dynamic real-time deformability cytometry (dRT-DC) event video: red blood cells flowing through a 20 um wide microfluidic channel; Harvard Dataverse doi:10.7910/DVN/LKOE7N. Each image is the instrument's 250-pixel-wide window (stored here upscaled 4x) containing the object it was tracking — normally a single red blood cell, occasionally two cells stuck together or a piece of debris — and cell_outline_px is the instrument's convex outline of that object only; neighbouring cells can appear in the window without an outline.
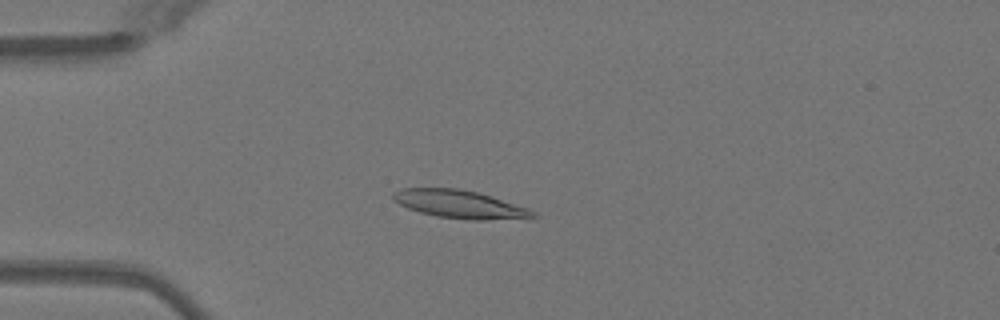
{"species": "Egyptian fruit bat (a non-hibernating species)", "species_latin": "Rousettus aegyptiacus", "temperature_condition": "warm", "stored_images_in_passage": 39, "camera_frame_rate_fps": 3000, "um_per_image_px": 0.085, "animal": {"sex": "female"}, "frame": {"image": 1, "passage_image": 2, "time_ms": 0.333, "image_size_px": [1000, 320], "cell_outline_px": [[540, 216], [484, 220], [468, 220], [436, 216], [420, 212], [408, 208], [392, 200], [392, 192], [404, 188], [460, 188], [492, 196], [528, 208], [536, 212]], "centroid_in_image_um": [39.05, 17.35], "position_along_channel_um": 45.9, "area_um2": 22.77}}
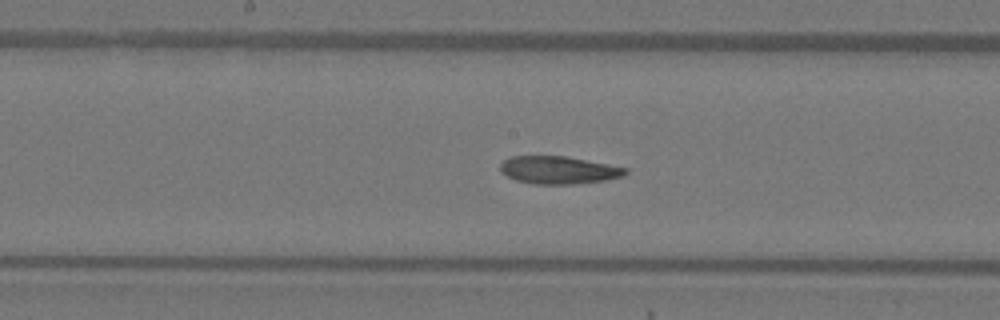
{"frame": {"image": 2, "passage_image": 15, "time_ms": 4.667, "image_size_px": [1000, 320], "cell_outline_px": [[628, 172], [624, 176], [604, 180], [572, 184], [532, 184], [516, 180], [500, 172], [500, 164], [508, 156], [564, 156], [608, 164], [628, 168]], "centroid_in_image_um": [47.46, 14.45], "position_along_channel_um": 200.7, "area_um2": 20.17}}
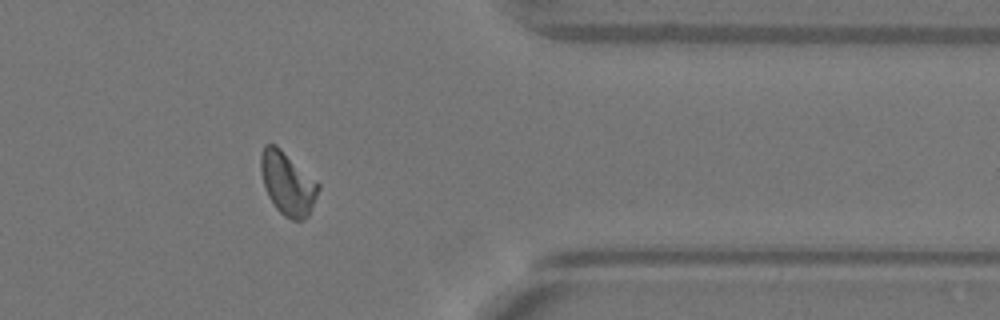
{"frame": {"image": 3, "passage_image": 30, "time_ms": 9.667, "image_size_px": [1000, 320], "cell_outline_px": [[320, 188], [308, 216], [304, 220], [292, 220], [284, 216], [276, 208], [268, 196], [260, 172], [260, 156], [264, 144], [276, 144], [316, 180], [320, 184]], "centroid_in_image_um": [24.44, 15.58], "position_along_channel_um": 387.0, "area_um2": 21.15}, "authors_computed_cell_mechanics": {"area_um2": 20.7502, "velocity_mm_per_s": 4.0259, "shape_relaxation_time_tau1_ms": 7.311, "shape_relaxation_time_tau2_ms": 3.138, "deformation_change_tau1": 0.2328, "deformation_change_tau2": 0.085}}